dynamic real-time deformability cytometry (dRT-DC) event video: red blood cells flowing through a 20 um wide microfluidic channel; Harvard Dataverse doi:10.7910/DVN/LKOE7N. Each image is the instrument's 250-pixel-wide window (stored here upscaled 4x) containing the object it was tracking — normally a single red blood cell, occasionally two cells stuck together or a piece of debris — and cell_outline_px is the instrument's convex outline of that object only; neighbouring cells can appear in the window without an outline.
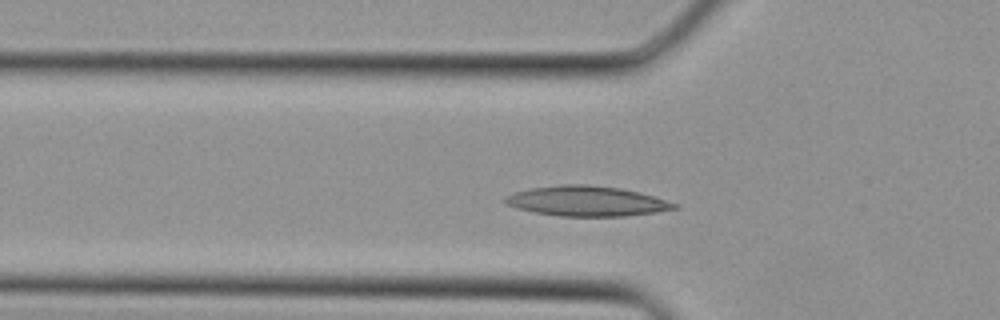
{"species": "Egyptian fruit bat (a non-hibernating species)", "species_latin": "Rousettus aegyptiacus", "temperature_condition": "cold", "stored_images_in_passage": 28, "camera_frame_rate_fps": 3000, "um_per_image_px": 0.085, "animal": {"sex": "female"}, "frame": {"image": 1, "passage_image": 6, "time_ms": 1.667, "image_size_px": [1000, 320], "cell_outline_px": [[680, 208], [656, 212], [624, 216], [560, 216], [536, 212], [516, 208], [508, 204], [504, 200], [504, 196], [516, 192], [532, 188], [560, 184], [588, 184], [620, 188], [652, 196], [680, 204]], "centroid_in_image_um": [49.9, 17.09], "position_along_channel_um": 75.9, "area_um2": 29.48}}
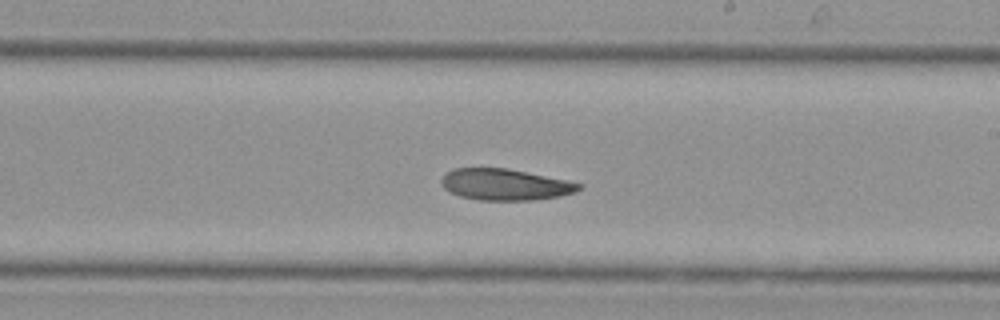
{"frame": {"image": 2, "passage_image": 15, "time_ms": 4.667, "image_size_px": [1000, 320], "cell_outline_px": [[584, 188], [576, 192], [560, 196], [532, 200], [480, 200], [460, 196], [448, 192], [440, 184], [440, 180], [452, 168], [508, 168], [568, 180], [584, 184]], "centroid_in_image_um": [42.96, 15.68], "position_along_channel_um": 246.0, "area_um2": 25.37}}
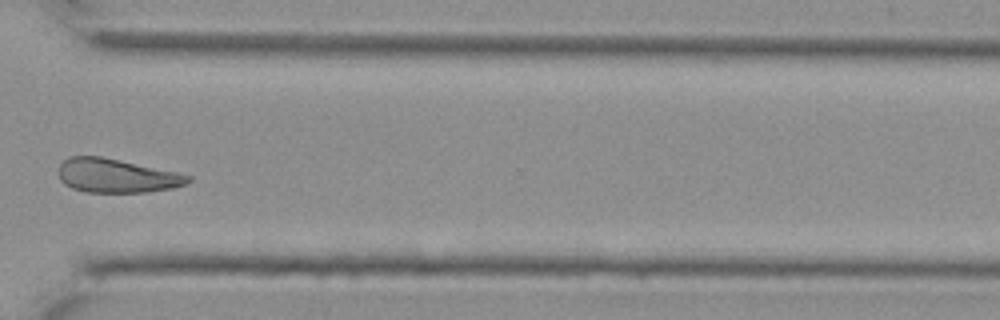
{"frame": {"image": 3, "passage_image": 21, "time_ms": 6.667, "image_size_px": [1000, 320], "cell_outline_px": [[192, 180], [184, 184], [172, 188], [144, 192], [88, 192], [72, 188], [64, 184], [60, 180], [60, 164], [64, 160], [72, 156], [100, 156], [176, 172], [192, 176]], "centroid_in_image_um": [9.9, 14.94], "position_along_channel_um": 360.7, "area_um2": 25.2}}